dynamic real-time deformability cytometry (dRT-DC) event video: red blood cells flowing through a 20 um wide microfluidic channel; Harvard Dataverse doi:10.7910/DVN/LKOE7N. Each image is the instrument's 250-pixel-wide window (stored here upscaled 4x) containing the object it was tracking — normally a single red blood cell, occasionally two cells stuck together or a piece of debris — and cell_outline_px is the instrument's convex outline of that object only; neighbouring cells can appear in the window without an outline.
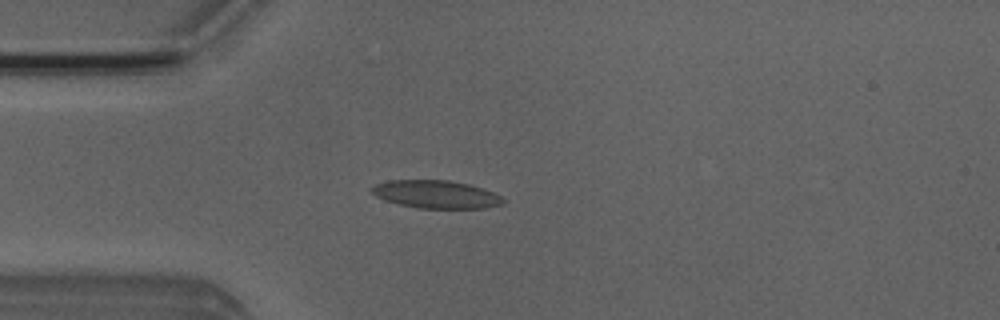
{"species": "Egyptian fruit bat (a non-hibernating species)", "species_latin": "Rousettus aegyptiacus", "temperature_condition": "room temperature", "stored_images_in_passage": 3, "camera_frame_rate_fps": 3000, "um_per_image_px": 0.085, "animal": {"sex": "male"}, "frame": {"image": 1, "passage_image": 3, "time_ms": 2.333, "image_size_px": [1000, 320], "cell_outline_px": [[504, 204], [484, 208], [420, 208], [400, 204], [384, 200], [376, 196], [372, 192], [372, 188], [376, 184], [388, 180], [448, 180], [468, 184], [492, 192], [500, 196], [504, 200]], "centroid_in_image_um": [37.06, 16.52], "position_along_channel_um": 47.9, "area_um2": 21.1}}